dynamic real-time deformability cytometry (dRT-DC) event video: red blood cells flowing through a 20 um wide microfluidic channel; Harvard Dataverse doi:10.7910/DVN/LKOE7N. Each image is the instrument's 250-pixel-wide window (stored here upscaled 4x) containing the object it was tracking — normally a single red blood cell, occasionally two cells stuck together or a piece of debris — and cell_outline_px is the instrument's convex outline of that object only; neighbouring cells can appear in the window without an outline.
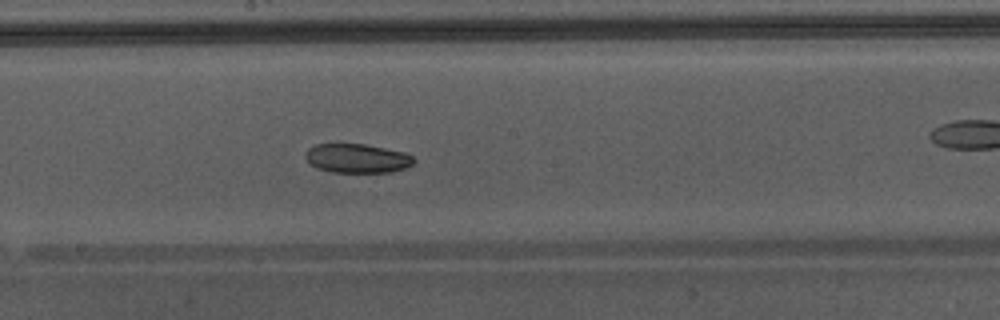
{"species": "Egyptian fruit bat (a non-hibernating species)", "species_latin": "Rousettus aegyptiacus", "temperature_condition": "warm", "stored_images_in_passage": 50, "camera_frame_rate_fps": 3000, "um_per_image_px": 0.085, "animal": {"sex": "male"}, "frame": {"image": 1, "passage_image": 29, "time_ms": 9.333, "image_size_px": [1000, 320], "cell_outline_px": [[416, 160], [412, 164], [404, 168], [392, 172], [332, 172], [316, 168], [304, 156], [304, 152], [308, 148], [316, 144], [364, 144], [404, 152], [412, 156]], "centroid_in_image_um": [30.34, 13.46], "position_along_channel_um": 217.9, "area_um2": 18.32}}